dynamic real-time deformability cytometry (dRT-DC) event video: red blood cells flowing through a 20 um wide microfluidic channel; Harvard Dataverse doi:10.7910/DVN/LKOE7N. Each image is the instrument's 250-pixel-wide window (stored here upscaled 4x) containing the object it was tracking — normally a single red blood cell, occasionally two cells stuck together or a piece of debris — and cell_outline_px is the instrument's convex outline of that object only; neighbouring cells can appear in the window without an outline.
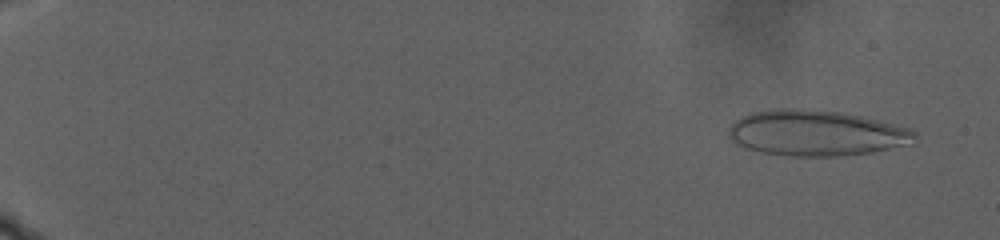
{"species": "human", "species_latin": "Homo sapiens", "temperature_condition": "warm", "stored_images_in_passage": 101, "camera_frame_rate_fps": 3000, "um_per_image_px": 0.085, "donor": {"sex": "male"}, "frame": {"image": 1, "passage_image": 7, "time_ms": 2.0, "image_size_px": [1000, 240], "cell_outline_px": [[916, 136], [900, 144], [888, 148], [868, 152], [836, 156], [788, 156], [760, 152], [736, 144], [728, 136], [728, 128], [736, 120], [752, 112], [780, 108], [792, 108], [840, 112], [860, 116], [912, 128], [916, 132]], "centroid_in_image_um": [69.28, 11.3], "position_along_channel_um": 15.7, "area_um2": 48.73}}
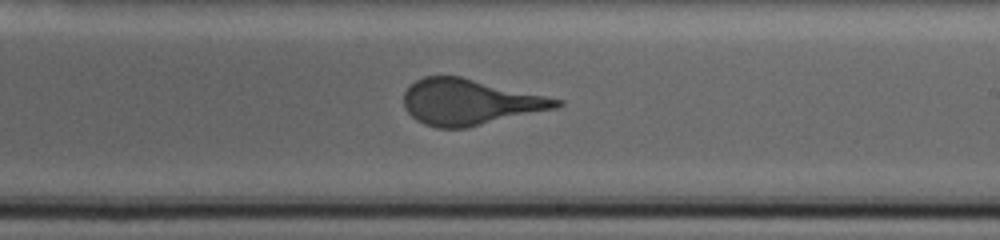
{"frame": {"image": 2, "passage_image": 66, "time_ms": 21.667, "image_size_px": [1000, 240], "cell_outline_px": [[564, 104], [556, 108], [468, 128], [436, 128], [424, 124], [416, 120], [404, 108], [404, 92], [416, 80], [424, 76], [460, 76], [564, 100]], "centroid_in_image_um": [39.93, 8.68], "position_along_channel_um": 249.1, "area_um2": 40.75}}
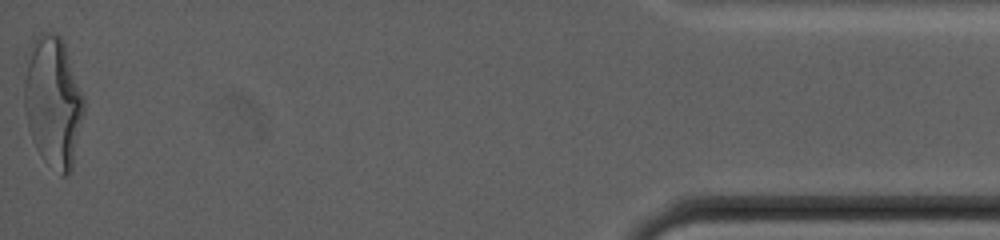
{"frame": {"image": 3, "passage_image": 101, "time_ms": 33.333, "image_size_px": [1000, 240], "cell_outline_px": [[84, 112], [72, 172], [68, 176], [60, 176], [36, 148], [32, 140], [28, 128], [24, 108], [24, 84], [32, 44], [40, 32], [56, 32], [60, 36], [64, 44], [84, 96]], "centroid_in_image_um": [4.54, 8.7], "position_along_channel_um": 430.7, "area_um2": 45.2}}